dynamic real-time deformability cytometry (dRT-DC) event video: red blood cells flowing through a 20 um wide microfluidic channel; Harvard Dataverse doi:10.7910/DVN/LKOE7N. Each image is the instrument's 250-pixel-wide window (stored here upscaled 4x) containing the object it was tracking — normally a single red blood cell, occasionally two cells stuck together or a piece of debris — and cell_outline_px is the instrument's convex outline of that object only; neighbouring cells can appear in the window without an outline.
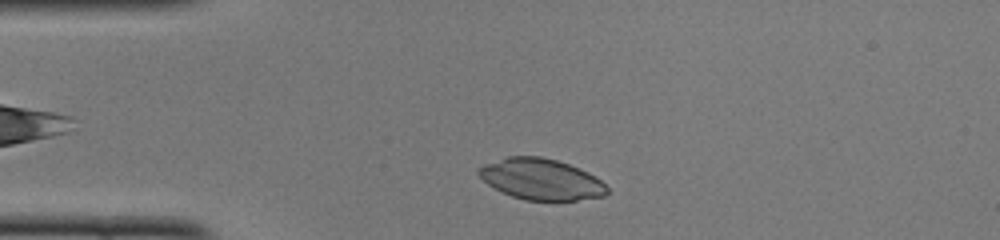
{"species": "common noctule bat (a hibernating species)", "species_latin": "Nyctalus noctula", "temperature_condition": "cold", "stored_images_in_passage": 36, "camera_frame_rate_fps": 3000, "um_per_image_px": 0.085, "animal": {"sex": "female", "body_mass_g": 22.0, "forearm_length_mm": 56.7}, "frame": {"image": 1, "passage_image": 3, "time_ms": 0.667, "image_size_px": [1000, 240], "cell_outline_px": [[608, 192], [604, 196], [576, 200], [524, 200], [512, 196], [488, 184], [476, 172], [476, 168], [484, 164], [508, 156], [540, 156], [556, 160], [580, 168], [588, 172], [600, 180], [608, 188]], "centroid_in_image_um": [45.98, 15.22], "position_along_channel_um": 39.0, "area_um2": 30.52}}
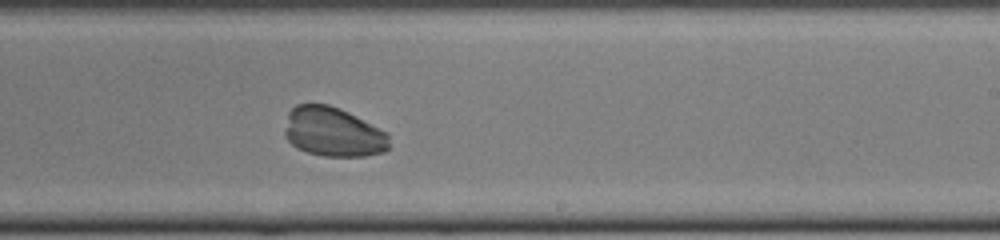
{"frame": {"image": 2, "passage_image": 22, "time_ms": 7.0, "image_size_px": [1000, 240], "cell_outline_px": [[388, 148], [384, 152], [364, 156], [324, 156], [308, 152], [296, 148], [284, 136], [284, 128], [288, 112], [296, 104], [328, 104], [340, 108], [388, 132]], "centroid_in_image_um": [28.29, 11.21], "position_along_channel_um": 260.7, "area_um2": 30.23}}
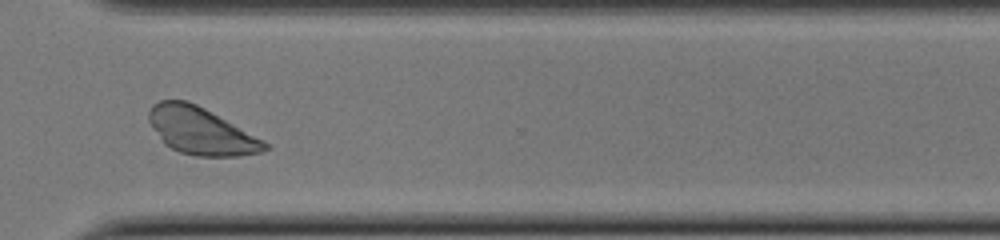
{"frame": {"image": 3, "passage_image": 29, "time_ms": 9.333, "image_size_px": [1000, 240], "cell_outline_px": [[268, 148], [264, 152], [240, 156], [196, 156], [180, 152], [164, 144], [148, 120], [148, 112], [152, 104], [160, 100], [188, 100], [204, 108], [264, 140], [268, 144]], "centroid_in_image_um": [17.08, 11.13], "position_along_channel_um": 353.5, "area_um2": 31.67}}